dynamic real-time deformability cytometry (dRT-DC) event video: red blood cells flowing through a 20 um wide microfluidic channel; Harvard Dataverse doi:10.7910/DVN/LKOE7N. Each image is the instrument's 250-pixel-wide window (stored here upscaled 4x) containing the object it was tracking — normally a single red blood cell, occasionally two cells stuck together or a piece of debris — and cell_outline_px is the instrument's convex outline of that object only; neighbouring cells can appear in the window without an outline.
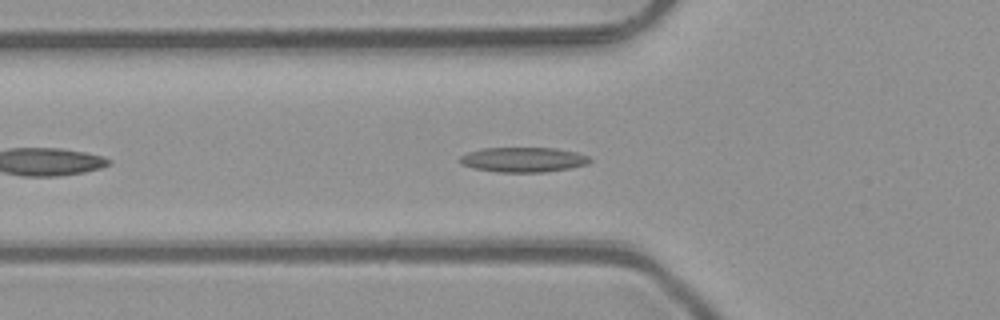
{"species": "common noctule bat (a hibernating species)", "species_latin": "Nyctalus noctula", "temperature_condition": "room temperature", "stored_images_in_passage": 41, "camera_frame_rate_fps": 3000, "um_per_image_px": 0.085, "animal": {"sex": "male", "body_mass_g": 23.1, "forearm_length_mm": 52.7}, "frame": {"image": 1, "passage_image": 7, "time_ms": 2.0, "image_size_px": [1000, 320], "cell_outline_px": [[592, 160], [588, 164], [572, 168], [544, 172], [496, 172], [472, 168], [460, 164], [460, 156], [468, 152], [484, 148], [556, 148], [576, 152], [588, 156]], "centroid_in_image_um": [44.48, 13.58], "position_along_channel_um": 81.3, "area_um2": 18.96}}
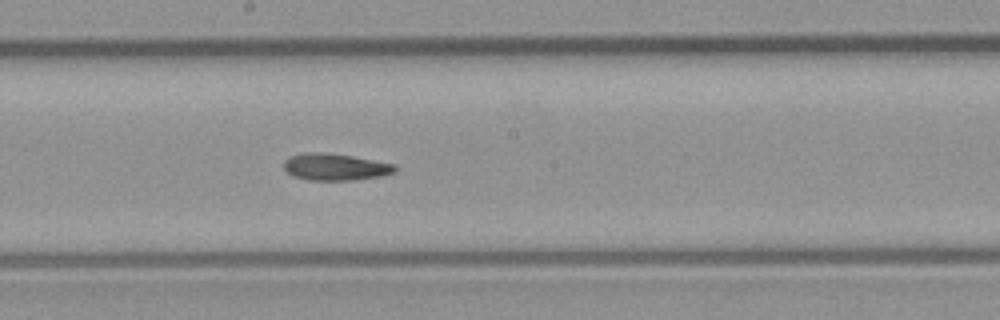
{"frame": {"image": 2, "passage_image": 17, "time_ms": 5.333, "image_size_px": [1000, 320], "cell_outline_px": [[396, 172], [380, 176], [356, 180], [308, 180], [292, 176], [284, 168], [284, 160], [288, 156], [304, 152], [320, 152], [352, 156], [396, 164]], "centroid_in_image_um": [28.48, 14.19], "position_along_channel_um": 219.7, "area_um2": 17.51}}
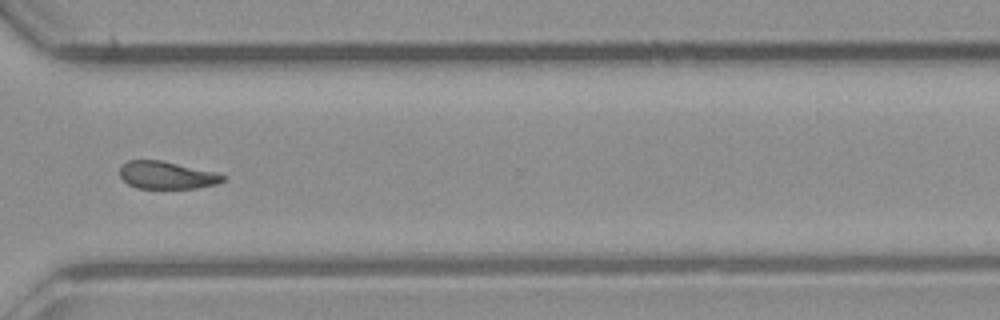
{"frame": {"image": 3, "passage_image": 27, "time_ms": 8.667, "image_size_px": [1000, 320], "cell_outline_px": [[228, 176], [224, 180], [216, 184], [196, 188], [136, 188], [128, 184], [120, 176], [120, 164], [128, 160], [160, 160], [216, 172]], "centroid_in_image_um": [14.16, 14.88], "position_along_channel_um": 356.4, "area_um2": 16.59}, "authors_computed_cell_mechanics": {"area_um2": 17.629, "velocity_mm_per_s": 4.1134, "shape_relaxation_time_tau1_ms": null, "shape_relaxation_time_tau2_ms": 6.3589, "deformation_change_tau1": null, "deformation_change_tau2": 0.1371}}